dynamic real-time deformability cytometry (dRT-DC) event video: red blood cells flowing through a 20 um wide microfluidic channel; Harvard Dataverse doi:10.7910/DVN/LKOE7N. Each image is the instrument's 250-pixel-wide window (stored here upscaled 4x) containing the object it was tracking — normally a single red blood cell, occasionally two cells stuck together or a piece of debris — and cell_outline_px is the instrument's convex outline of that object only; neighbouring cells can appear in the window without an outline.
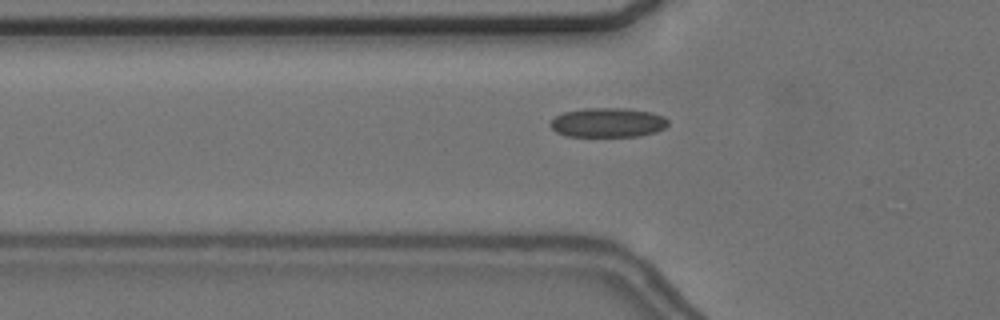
{"species": "common noctule bat (a hibernating species)", "species_latin": "Nyctalus noctula", "temperature_condition": "cold", "stored_images_in_passage": 57, "camera_frame_rate_fps": 3000, "um_per_image_px": 0.085, "animal": {"sex": "female", "body_mass_g": 24.6, "forearm_length_mm": 56.2}, "frame": {"image": 1, "passage_image": 20, "time_ms": 6.333, "image_size_px": [1000, 320], "cell_outline_px": [[668, 124], [664, 128], [656, 132], [640, 136], [568, 136], [556, 132], [552, 128], [552, 120], [556, 116], [564, 112], [584, 108], [624, 108], [652, 112], [664, 116], [668, 120]], "centroid_in_image_um": [51.7, 10.41], "position_along_channel_um": 74.1, "area_um2": 20.11}}
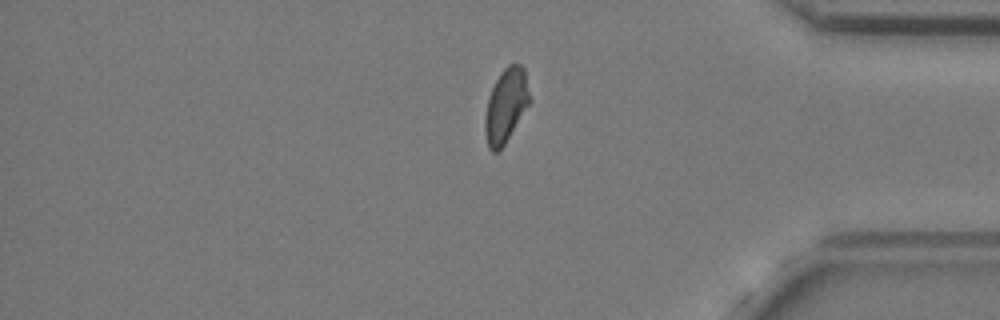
{"frame": {"image": 2, "passage_image": 48, "time_ms": 15.667, "image_size_px": [1000, 320], "cell_outline_px": [[532, 100], [504, 144], [496, 152], [492, 152], [488, 148], [484, 132], [484, 120], [488, 96], [500, 72], [508, 64], [520, 64], [524, 68]], "centroid_in_image_um": [43.0, 8.95], "position_along_channel_um": 392.2, "area_um2": 19.36}}
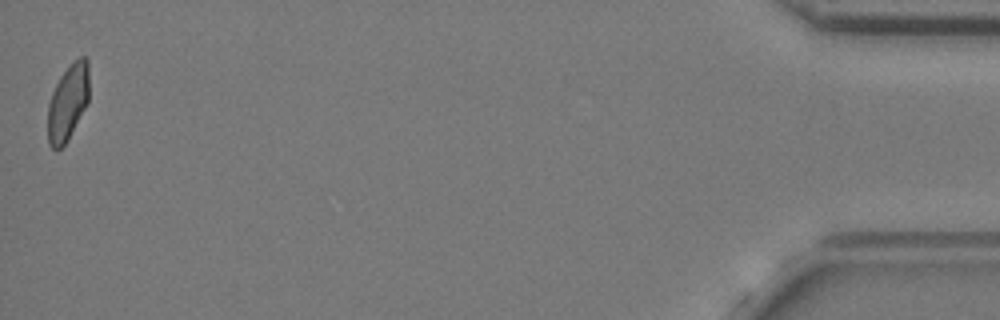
{"frame": {"image": 3, "passage_image": 57, "time_ms": 18.667, "image_size_px": [1000, 320], "cell_outline_px": [[88, 104], [68, 140], [56, 152], [48, 144], [48, 104], [52, 92], [60, 76], [80, 56], [84, 56], [88, 60]], "centroid_in_image_um": [5.77, 8.75], "position_along_channel_um": 429.4, "area_um2": 18.32}, "authors_computed_cell_mechanics": {"area_um2": 19.5364, "velocity_mm_per_s": 3.6366, "shape_relaxation_time_tau1_ms": null, "shape_relaxation_time_tau2_ms": 1.3181, "deformation_change_tau1": null, "deformation_change_tau2": 0.0606}}